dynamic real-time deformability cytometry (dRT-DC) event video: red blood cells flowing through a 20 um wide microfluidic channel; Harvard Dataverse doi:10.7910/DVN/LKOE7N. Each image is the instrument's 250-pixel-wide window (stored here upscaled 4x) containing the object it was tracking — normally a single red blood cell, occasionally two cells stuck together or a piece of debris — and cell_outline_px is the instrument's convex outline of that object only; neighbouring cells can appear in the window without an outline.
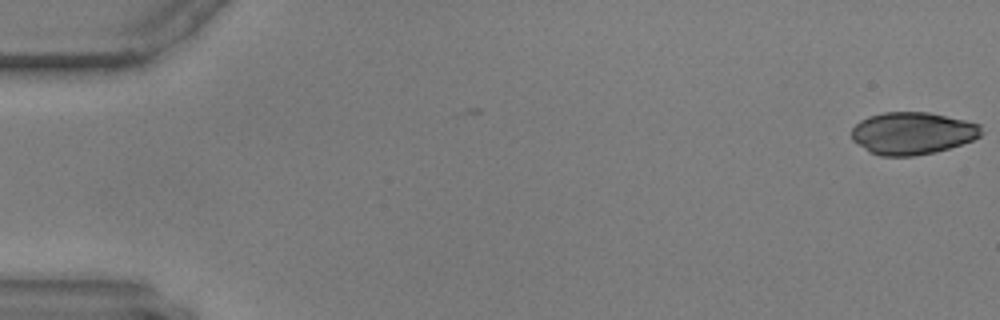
{"species": "common noctule bat (a hibernating species)", "species_latin": "Nyctalus noctula", "temperature_condition": "warm", "stored_images_in_passage": 4, "camera_frame_rate_fps": 3000, "um_per_image_px": 0.085, "animal": {"sex": "male", "body_mass_g": 17.9, "forearm_length_mm": 54.2}, "frame": {"image": 1, "passage_image": 1, "time_ms": 0.0, "image_size_px": [1000, 320], "cell_outline_px": [[984, 132], [980, 136], [972, 140], [936, 152], [912, 156], [880, 156], [868, 152], [852, 140], [852, 128], [860, 120], [868, 116], [884, 112], [928, 112], [964, 120], [980, 124]], "centroid_in_image_um": [77.54, 11.33], "position_along_channel_um": 7.5, "area_um2": 32.08}}